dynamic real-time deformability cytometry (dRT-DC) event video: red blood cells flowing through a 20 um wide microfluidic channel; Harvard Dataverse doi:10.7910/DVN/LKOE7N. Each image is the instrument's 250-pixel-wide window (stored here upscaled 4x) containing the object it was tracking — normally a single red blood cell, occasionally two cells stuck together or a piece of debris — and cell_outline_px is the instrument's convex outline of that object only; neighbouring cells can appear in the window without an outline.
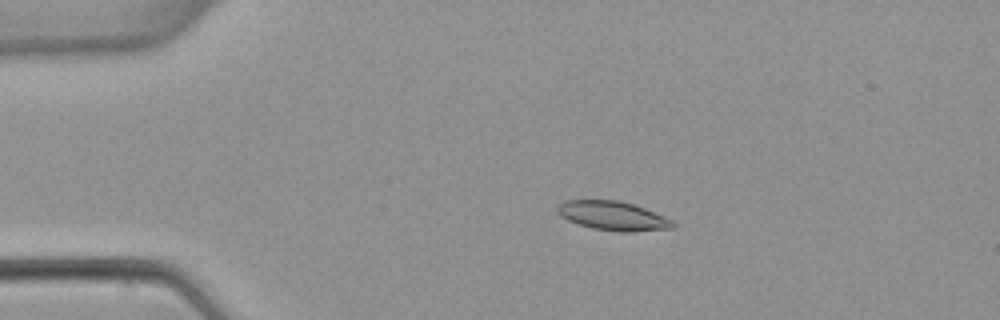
{"species": "common noctule bat (a hibernating species)", "species_latin": "Nyctalus noctula", "temperature_condition": "warm", "stored_images_in_passage": 4, "camera_frame_rate_fps": 3000, "um_per_image_px": 0.085, "animal": {"sex": "female", "body_mass_g": 22.7, "forearm_length_mm": 54.2}, "frame": {"image": 1, "passage_image": 3, "time_ms": 2.333, "image_size_px": [1000, 320], "cell_outline_px": [[676, 224], [672, 228], [632, 232], [620, 232], [592, 228], [568, 220], [560, 216], [556, 212], [556, 204], [564, 200], [620, 200], [644, 208], [664, 216], [672, 220]], "centroid_in_image_um": [52.06, 18.34], "position_along_channel_um": 32.9, "area_um2": 19.65}}